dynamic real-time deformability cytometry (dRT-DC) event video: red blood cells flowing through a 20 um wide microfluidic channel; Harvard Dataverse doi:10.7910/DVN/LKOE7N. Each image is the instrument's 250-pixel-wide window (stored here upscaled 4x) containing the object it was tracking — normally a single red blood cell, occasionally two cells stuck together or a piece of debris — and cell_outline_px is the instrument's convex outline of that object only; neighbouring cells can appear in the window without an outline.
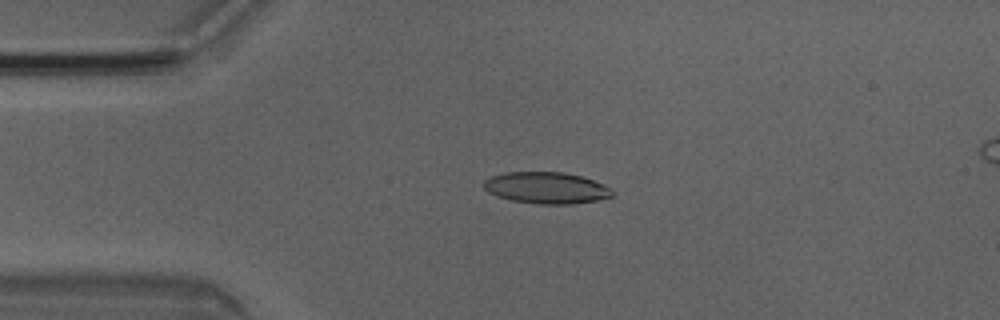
{"species": "Egyptian fruit bat (a non-hibernating species)", "species_latin": "Rousettus aegyptiacus", "temperature_condition": "room temperature", "stored_images_in_passage": 4, "camera_frame_rate_fps": 3000, "um_per_image_px": 0.085, "animal": {"sex": "male"}, "frame": {"image": 1, "passage_image": 3, "time_ms": 0.667, "image_size_px": [1000, 320], "cell_outline_px": [[612, 196], [596, 200], [572, 204], [536, 204], [512, 200], [496, 196], [488, 192], [484, 188], [484, 180], [492, 176], [504, 172], [564, 172], [580, 176], [604, 184], [612, 188]], "centroid_in_image_um": [46.42, 15.97], "position_along_channel_um": 38.6, "area_um2": 23.58}}